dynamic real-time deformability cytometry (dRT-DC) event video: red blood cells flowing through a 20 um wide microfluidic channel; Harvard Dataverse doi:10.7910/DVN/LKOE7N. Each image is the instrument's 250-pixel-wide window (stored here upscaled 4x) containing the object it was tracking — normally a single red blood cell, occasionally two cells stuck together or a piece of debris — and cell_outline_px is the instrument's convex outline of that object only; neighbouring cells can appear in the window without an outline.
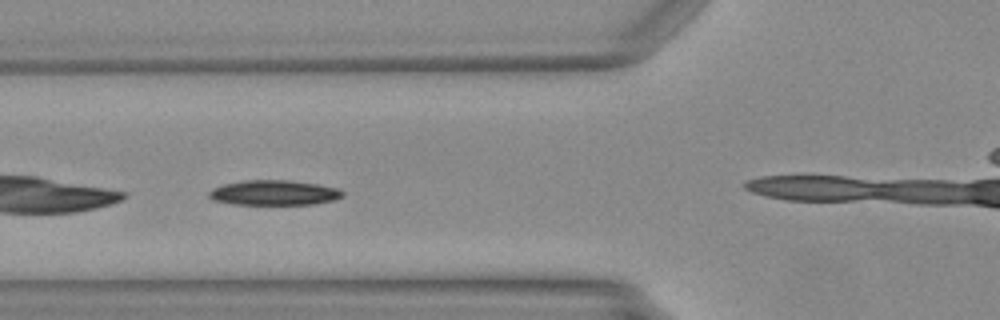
{"species": "Egyptian fruit bat (a non-hibernating species)", "species_latin": "Rousettus aegyptiacus", "temperature_condition": "warm", "stored_images_in_passage": 7, "camera_frame_rate_fps": 3000, "um_per_image_px": 0.085, "animal": {"sex": "female"}, "frame": {"image": 1, "passage_image": 3, "time_ms": 0.667, "image_size_px": [1000, 320], "cell_outline_px": [[344, 196], [332, 200], [316, 204], [236, 204], [212, 200], [208, 196], [208, 192], [212, 188], [224, 184], [244, 180], [288, 180], [320, 184], [340, 188], [344, 192]], "centroid_in_image_um": [23.32, 16.37], "position_along_channel_um": 102.5, "area_um2": 19.59}}